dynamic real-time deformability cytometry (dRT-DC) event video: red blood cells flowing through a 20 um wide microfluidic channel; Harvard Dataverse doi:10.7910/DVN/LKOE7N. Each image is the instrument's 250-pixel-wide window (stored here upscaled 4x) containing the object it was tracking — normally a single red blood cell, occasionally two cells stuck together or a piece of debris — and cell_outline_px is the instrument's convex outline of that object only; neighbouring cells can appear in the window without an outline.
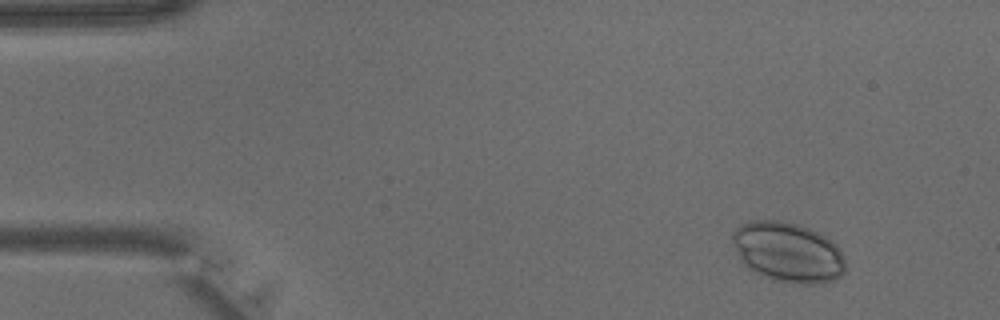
{"species": "common noctule bat (a hibernating species)", "species_latin": "Nyctalus noctula", "temperature_condition": "warm", "stored_images_in_passage": 40, "camera_frame_rate_fps": 3000, "um_per_image_px": 0.085, "animal": {"sex": "male", "body_mass_g": 15.6}, "frame": {"image": 1, "passage_image": 3, "time_ms": 0.667, "image_size_px": [1000, 320], "cell_outline_px": [[844, 272], [836, 280], [812, 284], [796, 284], [772, 280], [748, 268], [740, 260], [732, 240], [732, 232], [740, 224], [748, 220], [780, 220], [796, 224], [808, 228], [832, 240], [840, 248], [844, 260]], "centroid_in_image_um": [66.96, 21.43], "position_along_channel_um": 18.0, "area_um2": 39.65}}
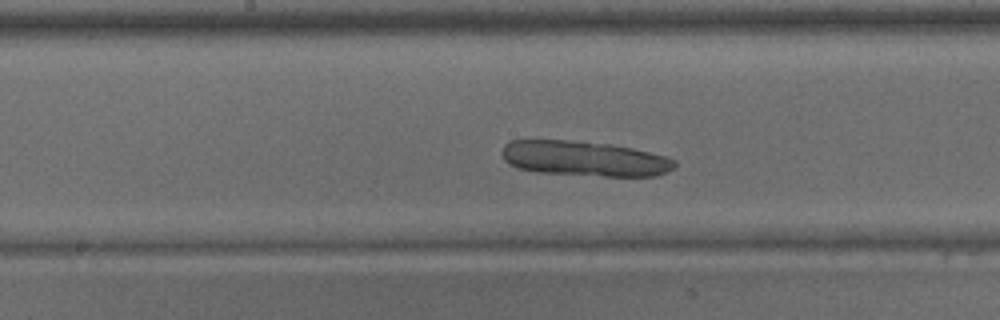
{"frame": {"image": 2, "passage_image": 20, "time_ms": 6.333, "image_size_px": [1000, 320], "cell_outline_px": [[676, 164], [668, 172], [656, 176], [604, 176], [540, 172], [520, 168], [508, 164], [504, 160], [500, 152], [504, 144], [512, 140], [564, 140], [612, 144], [632, 148], [664, 156], [676, 160]], "centroid_in_image_um": [49.65, 13.47], "position_along_channel_um": 198.5, "area_um2": 35.26}}
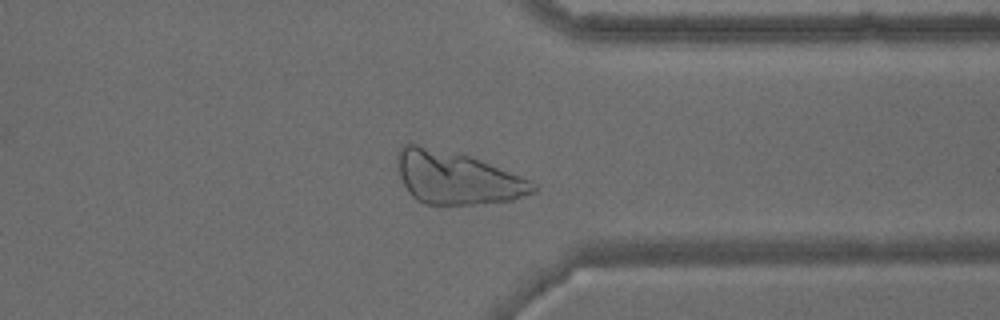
{"frame": {"image": 3, "passage_image": 31, "time_ms": 10.0, "image_size_px": [1000, 320], "cell_outline_px": [[536, 192], [512, 200], [476, 204], [424, 204], [416, 200], [408, 192], [400, 176], [396, 156], [400, 148], [404, 144], [416, 144], [468, 156], [480, 160], [532, 180], [536, 184]], "centroid_in_image_um": [38.83, 15.13], "position_along_channel_um": 372.6, "area_um2": 41.33}}